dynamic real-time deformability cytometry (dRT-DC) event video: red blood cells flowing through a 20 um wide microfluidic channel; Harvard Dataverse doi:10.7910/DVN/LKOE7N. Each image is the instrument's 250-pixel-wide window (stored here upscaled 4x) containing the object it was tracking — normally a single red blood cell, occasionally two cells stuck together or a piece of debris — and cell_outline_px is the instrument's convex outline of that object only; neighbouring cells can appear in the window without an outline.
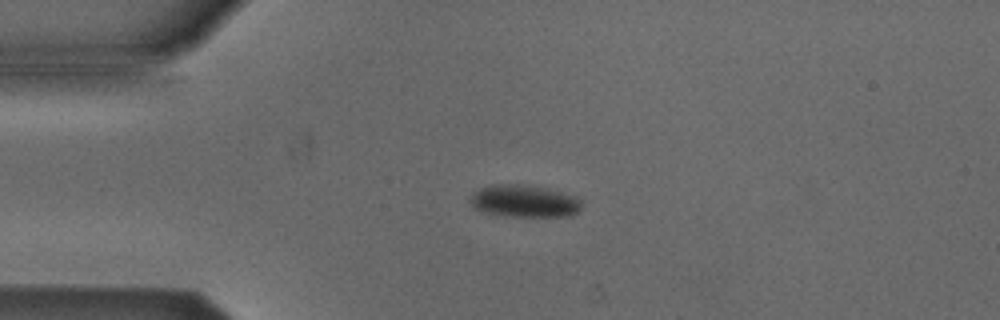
{"species": "Egyptian fruit bat (a non-hibernating species)", "species_latin": "Rousettus aegyptiacus", "temperature_condition": "cold", "stored_images_in_passage": 6, "camera_frame_rate_fps": 3000, "um_per_image_px": 0.085, "animal": {"sex": "male"}, "frame": {"image": 1, "passage_image": 3, "time_ms": 2.0, "image_size_px": [1000, 320], "cell_outline_px": [[580, 208], [572, 216], [504, 216], [484, 212], [476, 208], [472, 204], [472, 196], [480, 188], [492, 184], [516, 184], [544, 188], [576, 196], [580, 204]], "centroid_in_image_um": [44.56, 17.1], "position_along_channel_um": 40.4, "area_um2": 20.46}}
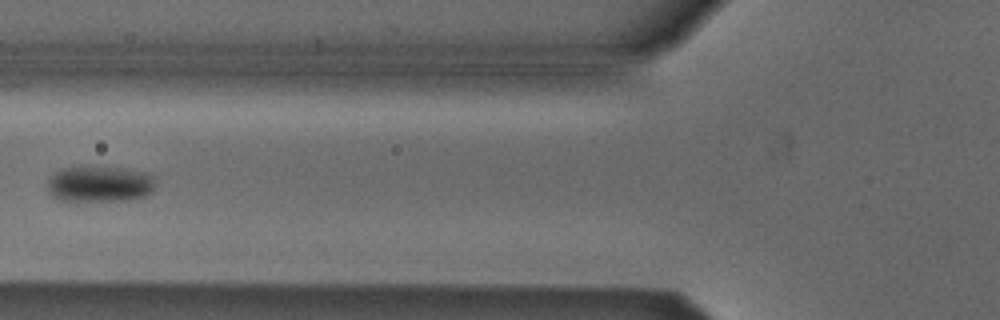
{"frame": {"image": 2, "passage_image": 5, "time_ms": 4.667, "image_size_px": [1000, 320], "cell_outline_px": [[156, 184], [152, 192], [144, 196], [128, 200], [60, 200], [52, 196], [48, 188], [48, 180], [60, 168], [120, 168], [144, 172], [152, 176]], "centroid_in_image_um": [8.5, 15.65], "position_along_channel_um": 117.3, "area_um2": 22.14}}
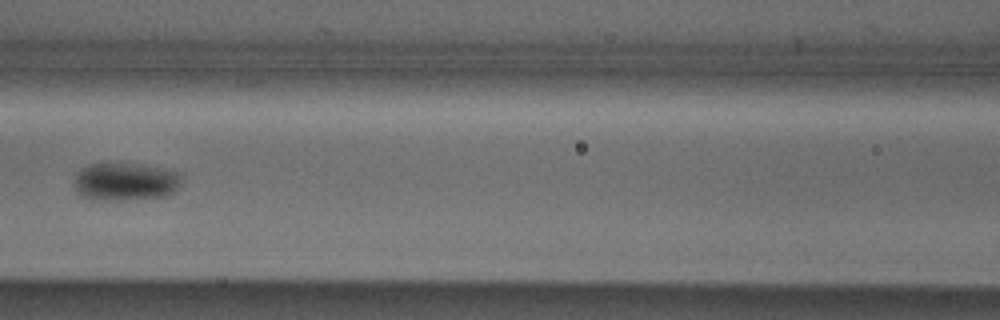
{"frame": {"image": 3, "passage_image": 6, "time_ms": 5.667, "image_size_px": [1000, 320], "cell_outline_px": [[180, 180], [176, 192], [168, 196], [120, 200], [100, 200], [80, 196], [72, 180], [80, 168], [88, 164], [104, 160], [140, 164], [176, 172]], "centroid_in_image_um": [10.56, 15.4], "position_along_channel_um": 156.0, "area_um2": 24.33}}